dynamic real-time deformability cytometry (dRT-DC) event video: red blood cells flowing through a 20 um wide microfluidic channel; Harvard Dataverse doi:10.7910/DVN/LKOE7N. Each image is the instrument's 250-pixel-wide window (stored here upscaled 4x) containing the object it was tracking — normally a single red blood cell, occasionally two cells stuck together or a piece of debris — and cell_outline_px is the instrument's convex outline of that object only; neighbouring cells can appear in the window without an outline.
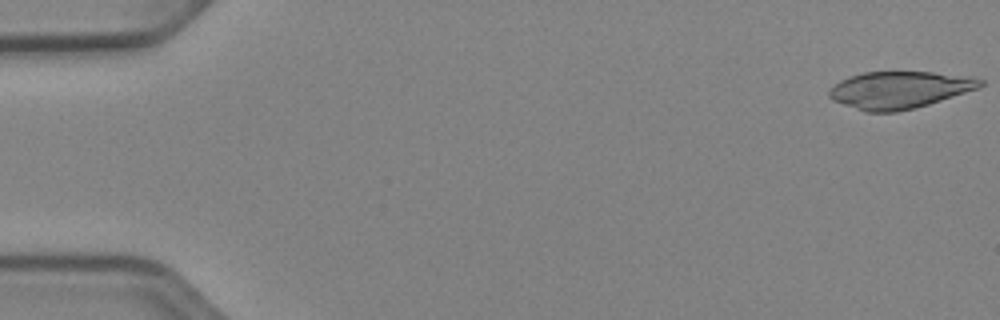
{"species": "Egyptian fruit bat (a non-hibernating species)", "species_latin": "Rousettus aegyptiacus", "temperature_condition": "cold", "stored_images_in_passage": 19, "camera_frame_rate_fps": 3000, "um_per_image_px": 0.085, "animal": {"sex": "female"}, "frame": {"image": 1, "passage_image": 1, "time_ms": 0.0, "image_size_px": [1000, 320], "cell_outline_px": [[984, 84], [980, 88], [916, 108], [896, 112], [864, 112], [832, 100], [828, 96], [828, 92], [840, 80], [848, 76], [864, 72], [932, 72], [984, 80]], "centroid_in_image_um": [76.41, 7.66], "position_along_channel_um": 8.6, "area_um2": 32.48}}
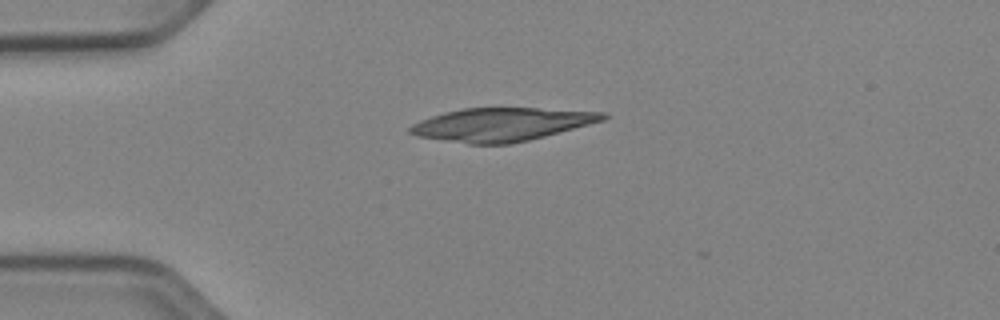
{"frame": {"image": 2, "passage_image": 13, "time_ms": 4.0, "image_size_px": [1000, 320], "cell_outline_px": [[608, 116], [604, 120], [544, 136], [512, 144], [468, 144], [416, 136], [408, 132], [408, 128], [412, 124], [420, 120], [444, 112], [464, 108], [540, 108], [608, 112]], "centroid_in_image_um": [42.62, 10.57], "position_along_channel_um": 42.4, "area_um2": 37.34}}